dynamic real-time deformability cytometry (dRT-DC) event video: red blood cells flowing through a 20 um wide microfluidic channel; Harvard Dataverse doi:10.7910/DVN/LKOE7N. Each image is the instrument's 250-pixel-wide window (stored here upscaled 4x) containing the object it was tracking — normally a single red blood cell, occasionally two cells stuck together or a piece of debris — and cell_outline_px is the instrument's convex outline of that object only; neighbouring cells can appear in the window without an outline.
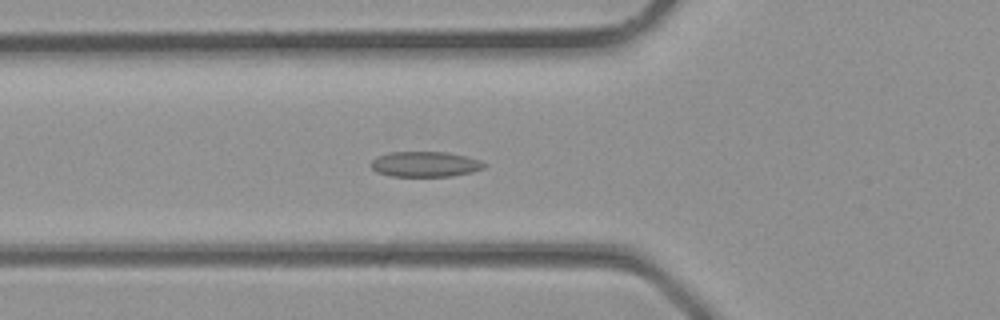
{"species": "common noctule bat (a hibernating species)", "species_latin": "Nyctalus noctula", "temperature_condition": "room temperature", "stored_images_in_passage": 36, "camera_frame_rate_fps": 3000, "um_per_image_px": 0.085, "animal": {"sex": "male", "body_mass_g": 23.1, "forearm_length_mm": 52.7}, "frame": {"image": 1, "passage_image": 12, "time_ms": 3.667, "image_size_px": [1000, 320], "cell_outline_px": [[488, 164], [484, 168], [472, 172], [452, 176], [388, 176], [376, 172], [368, 164], [376, 156], [388, 152], [448, 152], [468, 156], [480, 160]], "centroid_in_image_um": [36.12, 13.95], "position_along_channel_um": 89.7, "area_um2": 17.05}}
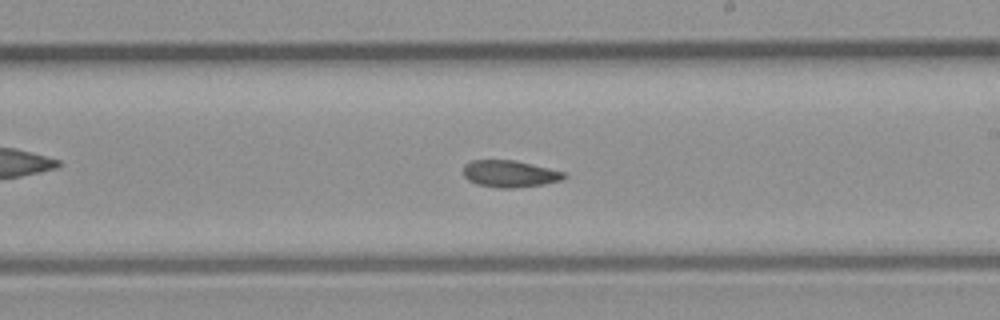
{"frame": {"image": 2, "passage_image": 20, "time_ms": 6.333, "image_size_px": [1000, 320], "cell_outline_px": [[568, 176], [560, 180], [544, 184], [512, 188], [496, 188], [476, 184], [468, 180], [464, 176], [464, 164], [472, 160], [512, 160], [548, 168], [564, 172]], "centroid_in_image_um": [43.29, 14.78], "position_along_channel_um": 245.7, "area_um2": 15.66}}
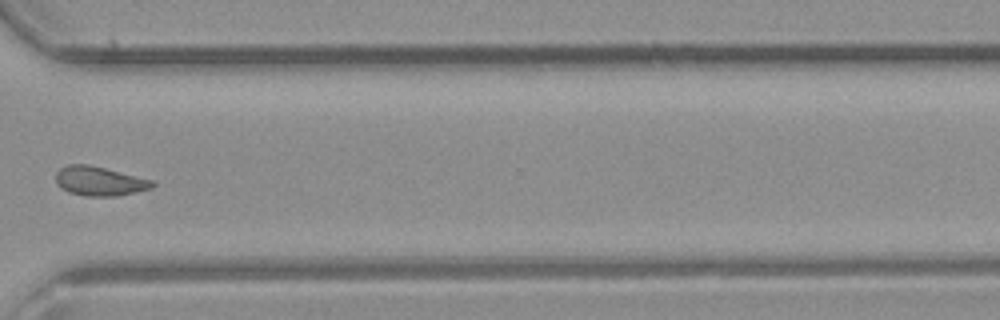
{"frame": {"image": 3, "passage_image": 26, "time_ms": 8.333, "image_size_px": [1000, 320], "cell_outline_px": [[156, 184], [152, 188], [116, 196], [84, 196], [68, 192], [60, 188], [56, 184], [56, 172], [60, 168], [68, 164], [88, 164], [156, 180]], "centroid_in_image_um": [8.46, 15.39], "position_along_channel_um": 362.1, "area_um2": 16.7}}